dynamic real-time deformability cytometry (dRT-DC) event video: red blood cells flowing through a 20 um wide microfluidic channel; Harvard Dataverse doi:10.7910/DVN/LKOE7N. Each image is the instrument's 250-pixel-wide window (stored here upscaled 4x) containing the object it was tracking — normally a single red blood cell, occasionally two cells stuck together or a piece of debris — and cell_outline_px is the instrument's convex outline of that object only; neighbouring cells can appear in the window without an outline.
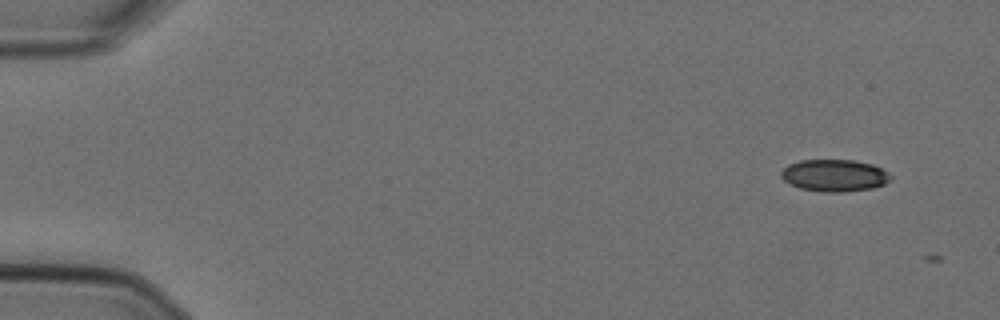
{"species": "Egyptian fruit bat (a non-hibernating species)", "species_latin": "Rousettus aegyptiacus", "temperature_condition": "cold", "stored_images_in_passage": 4, "camera_frame_rate_fps": 3000, "um_per_image_px": 0.085, "animal": {"sex": "female"}, "frame": {"image": 1, "passage_image": 2, "time_ms": 0.333, "image_size_px": [1000, 320], "cell_outline_px": [[892, 180], [884, 184], [872, 188], [844, 192], [824, 192], [800, 188], [788, 184], [780, 176], [780, 172], [788, 164], [800, 160], [852, 160], [872, 164], [888, 172], [892, 176]], "centroid_in_image_um": [70.91, 14.91], "position_along_channel_um": 14.1, "area_um2": 20.58}}